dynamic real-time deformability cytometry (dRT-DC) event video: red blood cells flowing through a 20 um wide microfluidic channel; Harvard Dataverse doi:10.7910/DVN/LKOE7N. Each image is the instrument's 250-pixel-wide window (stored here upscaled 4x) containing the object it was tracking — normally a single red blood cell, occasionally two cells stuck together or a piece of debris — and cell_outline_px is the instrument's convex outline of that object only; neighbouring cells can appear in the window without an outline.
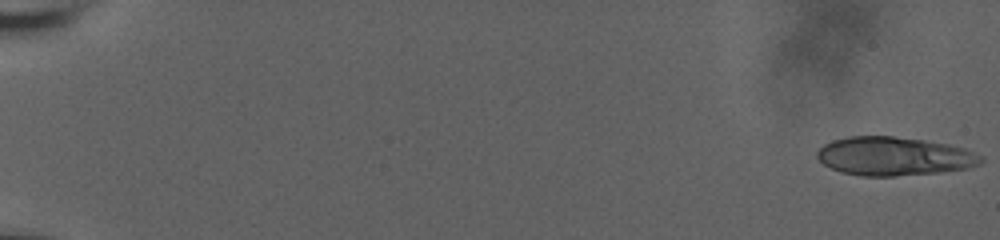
{"species": "human", "species_latin": "Homo sapiens", "temperature_condition": "room temperature", "stored_images_in_passage": 56, "camera_frame_rate_fps": 3000, "um_per_image_px": 0.085, "donor": {"sex": "male"}, "frame": {"image": 1, "passage_image": 1, "time_ms": 0.0, "image_size_px": [1000, 240], "cell_outline_px": [[984, 160], [980, 164], [968, 168], [936, 172], [892, 176], [860, 176], [840, 172], [824, 164], [816, 156], [816, 152], [824, 144], [832, 140], [848, 136], [892, 136], [924, 140], [948, 144], [964, 148], [980, 156]], "centroid_in_image_um": [75.96, 13.27], "position_along_channel_um": 9.0, "area_um2": 36.7}}
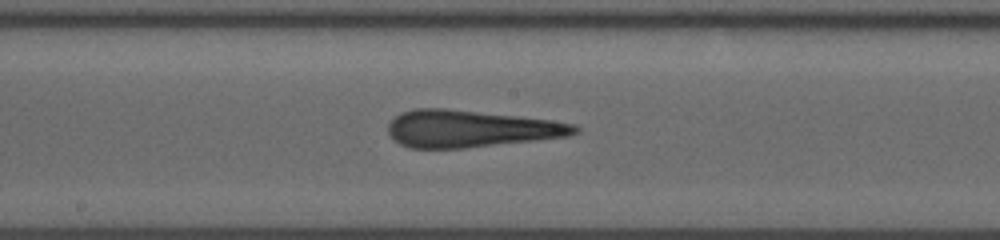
{"frame": {"image": 2, "passage_image": 32, "time_ms": 10.333, "image_size_px": [1000, 240], "cell_outline_px": [[580, 132], [568, 136], [464, 148], [408, 148], [400, 144], [388, 132], [388, 124], [400, 112], [416, 108], [444, 108], [552, 120], [576, 124], [580, 128]], "centroid_in_image_um": [39.99, 10.94], "position_along_channel_um": 208.2, "area_um2": 40.06}}
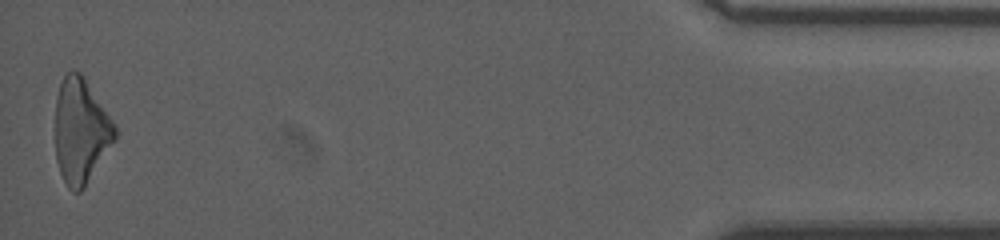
{"frame": {"image": 3, "passage_image": 56, "time_ms": 18.333, "image_size_px": [1000, 240], "cell_outline_px": [[116, 140], [84, 188], [80, 192], [72, 192], [68, 188], [60, 172], [56, 160], [56, 100], [60, 84], [64, 76], [68, 72], [80, 72], [112, 120], [116, 128]], "centroid_in_image_um": [6.87, 11.19], "position_along_channel_um": 428.3, "area_um2": 36.07}, "authors_computed_cell_mechanics": {"area_um2": 38.7838, "velocity_mm_per_s": 3.7428, "shape_relaxation_time_tau1_ms": null, "shape_relaxation_time_tau2_ms": 2.2514, "deformation_change_tau1": null, "deformation_change_tau2": 0.1432}}